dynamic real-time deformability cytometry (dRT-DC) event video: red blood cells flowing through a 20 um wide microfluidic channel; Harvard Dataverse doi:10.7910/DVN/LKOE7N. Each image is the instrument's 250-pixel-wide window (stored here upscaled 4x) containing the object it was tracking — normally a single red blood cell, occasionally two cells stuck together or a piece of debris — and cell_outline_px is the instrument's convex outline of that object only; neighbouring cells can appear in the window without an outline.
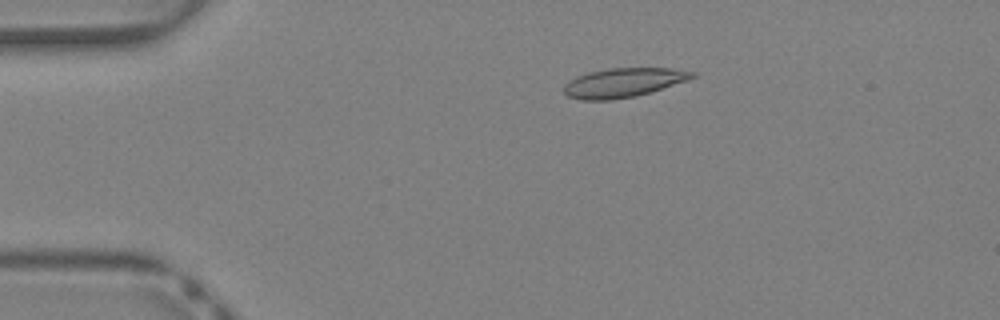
{"species": "Egyptian fruit bat (a non-hibernating species)", "species_latin": "Rousettus aegyptiacus", "temperature_condition": "warm", "stored_images_in_passage": 38, "camera_frame_rate_fps": 3000, "um_per_image_px": 0.085, "animal": {"sex": "female"}, "frame": {"image": 1, "passage_image": 6, "time_ms": 1.667, "image_size_px": [1000, 320], "cell_outline_px": [[696, 76], [688, 80], [636, 96], [608, 100], [580, 100], [568, 96], [564, 92], [564, 84], [568, 80], [576, 76], [588, 72], [608, 68], [672, 68], [696, 72]], "centroid_in_image_um": [52.96, 7.01], "position_along_channel_um": 32.0, "area_um2": 21.85}}
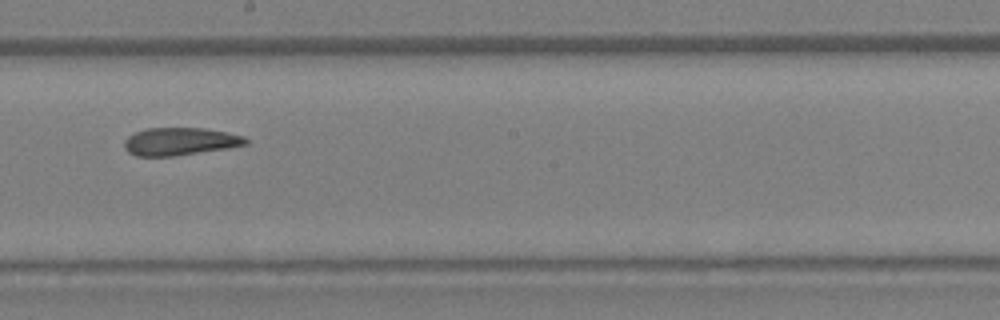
{"frame": {"image": 2, "passage_image": 21, "time_ms": 6.667, "image_size_px": [1000, 320], "cell_outline_px": [[248, 144], [228, 148], [172, 156], [136, 156], [128, 152], [124, 148], [124, 140], [128, 136], [136, 132], [148, 128], [204, 128], [244, 136], [248, 140]], "centroid_in_image_um": [15.28, 12.02], "position_along_channel_um": 232.9, "area_um2": 19.48}}
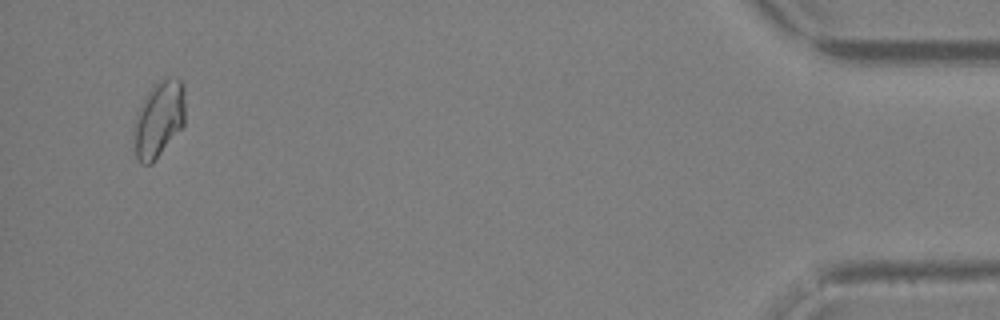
{"frame": {"image": 3, "passage_image": 37, "time_ms": 12.0, "image_size_px": [1000, 320], "cell_outline_px": [[184, 124], [152, 164], [140, 164], [136, 156], [136, 112], [148, 92], [164, 76], [168, 76], [180, 80], [184, 84]], "centroid_in_image_um": [13.53, 10.09], "position_along_channel_um": 421.7, "area_um2": 22.25}}